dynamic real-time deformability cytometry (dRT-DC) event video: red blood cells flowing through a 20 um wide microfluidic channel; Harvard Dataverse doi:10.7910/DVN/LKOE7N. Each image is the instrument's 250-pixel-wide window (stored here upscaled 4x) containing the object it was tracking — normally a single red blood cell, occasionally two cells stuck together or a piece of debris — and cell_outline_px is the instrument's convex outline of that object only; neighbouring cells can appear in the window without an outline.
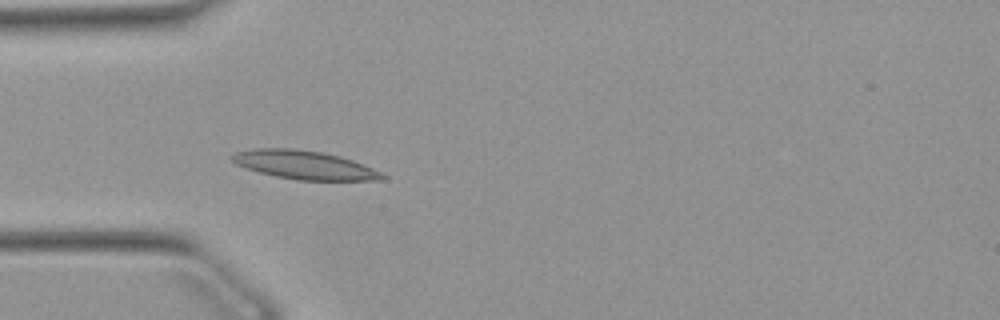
{"species": "Egyptian fruit bat (a non-hibernating species)", "species_latin": "Rousettus aegyptiacus", "temperature_condition": "warm", "stored_images_in_passage": 23, "camera_frame_rate_fps": 3000, "um_per_image_px": 0.085, "animal": {"sex": "female"}, "frame": {"image": 1, "passage_image": 14, "time_ms": 4.333, "image_size_px": [1000, 320], "cell_outline_px": [[388, 180], [296, 180], [276, 176], [244, 168], [236, 164], [228, 156], [236, 152], [256, 148], [288, 148], [320, 152], [340, 156], [352, 160], [384, 172], [388, 176]], "centroid_in_image_um": [25.91, 14.03], "position_along_channel_um": 59.1, "area_um2": 25.14}}
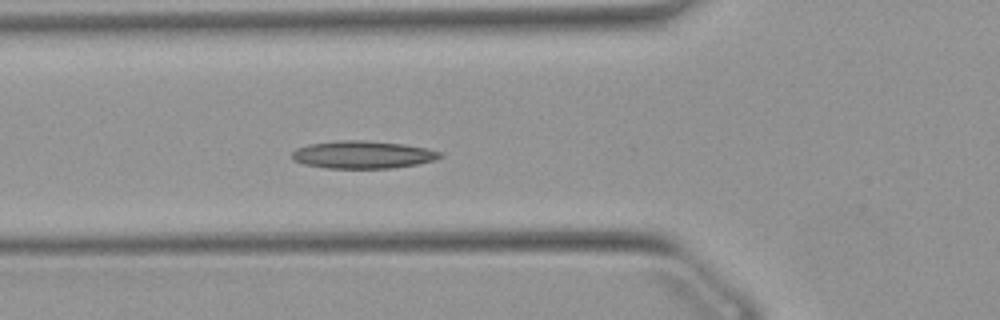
{"frame": {"image": 2, "passage_image": 17, "time_ms": 5.333, "image_size_px": [1000, 320], "cell_outline_px": [[444, 156], [436, 160], [416, 164], [392, 168], [324, 168], [304, 164], [292, 160], [292, 152], [296, 148], [308, 144], [336, 140], [364, 140], [404, 144], [428, 148], [440, 152]], "centroid_in_image_um": [30.82, 13.14], "position_along_channel_um": 95.0, "area_um2": 24.04}}
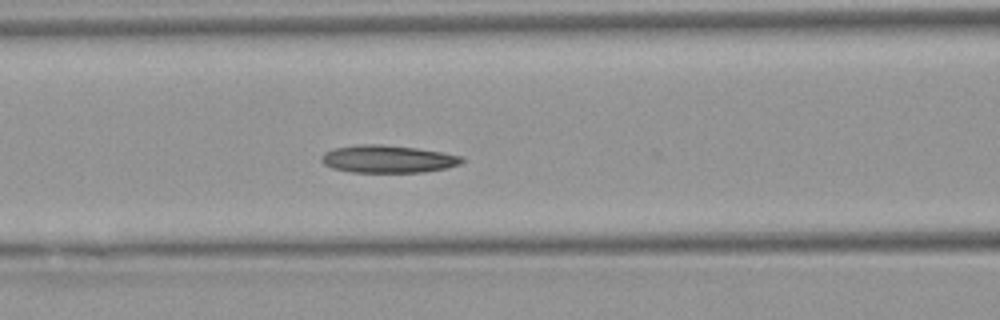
{"frame": {"image": 3, "passage_image": 20, "time_ms": 6.333, "image_size_px": [1000, 320], "cell_outline_px": [[464, 160], [460, 164], [444, 168], [424, 172], [352, 172], [332, 168], [324, 164], [320, 160], [320, 156], [324, 152], [336, 148], [360, 144], [380, 144], [416, 148], [464, 156]], "centroid_in_image_um": [32.95, 13.51], "position_along_channel_um": 133.7, "area_um2": 22.48}}